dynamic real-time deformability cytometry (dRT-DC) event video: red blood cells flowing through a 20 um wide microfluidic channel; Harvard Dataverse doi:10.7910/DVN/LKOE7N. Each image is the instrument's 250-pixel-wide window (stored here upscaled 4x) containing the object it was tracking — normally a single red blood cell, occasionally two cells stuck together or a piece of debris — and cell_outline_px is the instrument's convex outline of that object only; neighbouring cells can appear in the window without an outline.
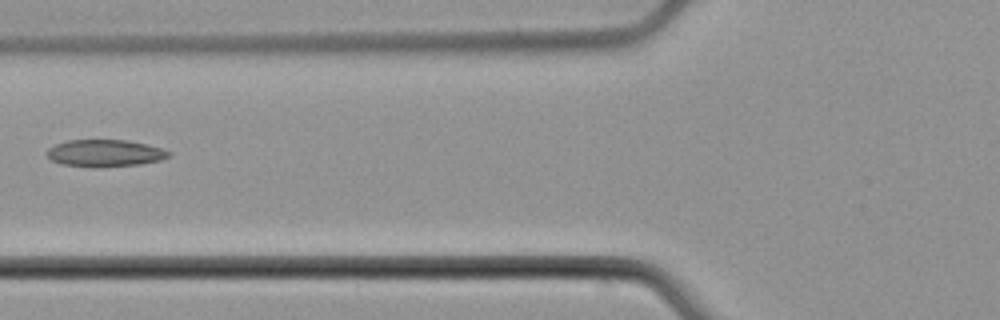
{"species": "common noctule bat (a hibernating species)", "species_latin": "Nyctalus noctula", "temperature_condition": "cold", "stored_images_in_passage": 5, "camera_frame_rate_fps": 3000, "um_per_image_px": 0.085, "animal": {"sex": "male", "body_mass_g": 21.5, "forearm_length_mm": 52.0}, "frame": {"image": 1, "passage_image": 5, "time_ms": 4.667, "image_size_px": [1000, 320], "cell_outline_px": [[172, 156], [160, 160], [140, 164], [60, 164], [52, 160], [44, 152], [48, 148], [56, 144], [68, 140], [128, 140], [164, 148], [172, 152]], "centroid_in_image_um": [8.98, 12.96], "position_along_channel_um": 116.8, "area_um2": 18.38}}